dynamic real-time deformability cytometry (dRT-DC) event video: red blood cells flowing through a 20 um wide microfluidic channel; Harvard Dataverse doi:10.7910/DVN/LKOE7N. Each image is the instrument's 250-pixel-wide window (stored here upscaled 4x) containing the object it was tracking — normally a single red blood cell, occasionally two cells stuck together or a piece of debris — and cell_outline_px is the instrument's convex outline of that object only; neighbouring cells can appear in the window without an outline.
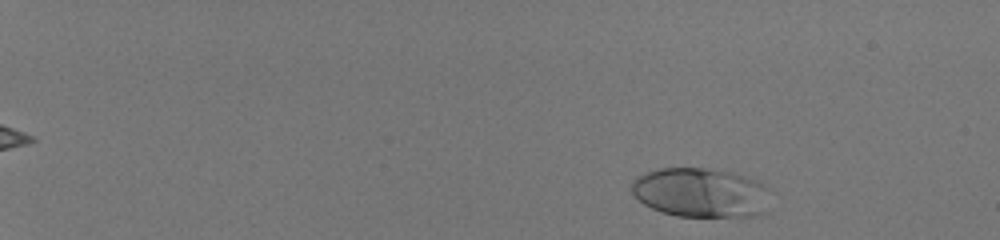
{"species": "human", "species_latin": "Homo sapiens", "temperature_condition": "room temperature", "stored_images_in_passage": 49, "camera_frame_rate_fps": 3000, "um_per_image_px": 0.085, "donor": {"sex": "male"}, "frame": {"image": 1, "passage_image": 3, "time_ms": 0.667, "image_size_px": [1000, 240], "cell_outline_px": [[768, 188], [760, 212], [752, 216], [676, 216], [660, 212], [644, 204], [632, 192], [632, 180], [648, 172], [660, 168], [704, 168], [732, 172], [744, 176]], "centroid_in_image_um": [59.46, 16.36], "position_along_channel_um": 25.5, "area_um2": 38.96}}
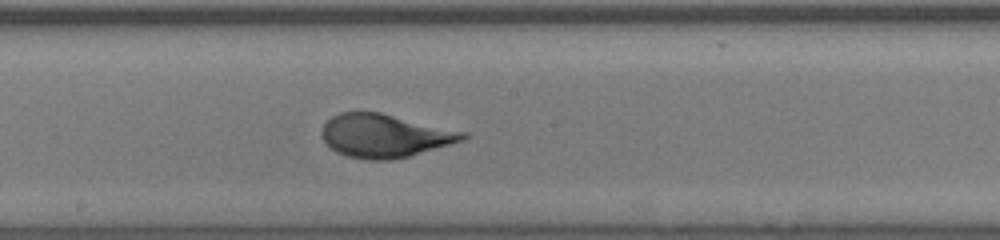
{"frame": {"image": 2, "passage_image": 30, "time_ms": 9.667, "image_size_px": [1000, 240], "cell_outline_px": [[468, 136], [464, 140], [408, 156], [388, 160], [368, 160], [348, 156], [336, 152], [320, 136], [320, 132], [324, 124], [332, 116], [340, 112], [380, 112], [468, 132]], "centroid_in_image_um": [32.7, 11.53], "position_along_channel_um": 215.5, "area_um2": 35.49}}
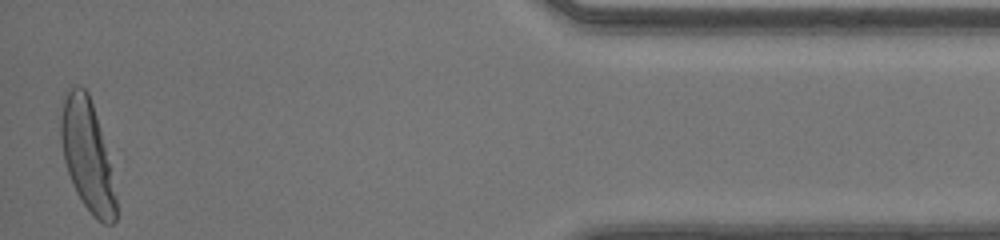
{"frame": {"image": 3, "passage_image": 49, "time_ms": 16.0, "image_size_px": [1000, 240], "cell_outline_px": [[116, 220], [112, 224], [104, 224], [96, 220], [92, 216], [76, 192], [72, 184], [64, 160], [60, 140], [60, 116], [64, 96], [68, 88], [76, 84], [80, 84], [88, 92], [96, 116], [116, 196]], "centroid_in_image_um": [7.37, 13.2], "position_along_channel_um": 427.8, "area_um2": 35.03}, "authors_computed_cell_mechanics": {"area_um2": 35.3736, "velocity_mm_per_s": 4.1028, "shape_relaxation_time_tau1_ms": 3.2322, "shape_relaxation_time_tau2_ms": null, "deformation_change_tau1": 0.1803, "deformation_change_tau2": null}}